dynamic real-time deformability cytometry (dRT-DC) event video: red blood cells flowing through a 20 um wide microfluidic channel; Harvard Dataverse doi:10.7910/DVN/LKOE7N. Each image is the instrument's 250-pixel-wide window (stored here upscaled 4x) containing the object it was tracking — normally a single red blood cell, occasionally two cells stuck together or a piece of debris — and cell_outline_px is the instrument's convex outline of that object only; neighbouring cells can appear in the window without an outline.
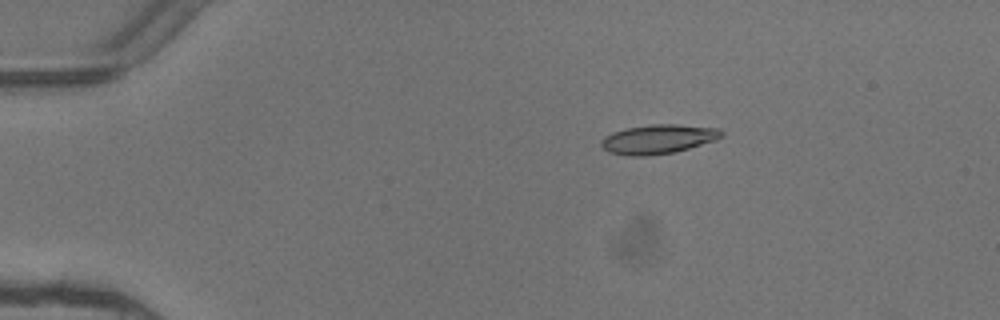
{"species": "common noctule bat (a hibernating species)", "species_latin": "Nyctalus noctula", "temperature_condition": "warm", "stored_images_in_passage": 3, "camera_frame_rate_fps": 3000, "um_per_image_px": 0.085, "animal": {"sex": "female"}, "frame": {"image": 1, "passage_image": 1, "time_ms": 0.0, "image_size_px": [1000, 320], "cell_outline_px": [[724, 136], [716, 140], [676, 152], [648, 156], [628, 156], [608, 152], [600, 144], [600, 140], [604, 136], [612, 132], [624, 128], [652, 124], [676, 124], [720, 128], [724, 132]], "centroid_in_image_um": [55.95, 11.82], "position_along_channel_um": 29.1, "area_um2": 20.87}}